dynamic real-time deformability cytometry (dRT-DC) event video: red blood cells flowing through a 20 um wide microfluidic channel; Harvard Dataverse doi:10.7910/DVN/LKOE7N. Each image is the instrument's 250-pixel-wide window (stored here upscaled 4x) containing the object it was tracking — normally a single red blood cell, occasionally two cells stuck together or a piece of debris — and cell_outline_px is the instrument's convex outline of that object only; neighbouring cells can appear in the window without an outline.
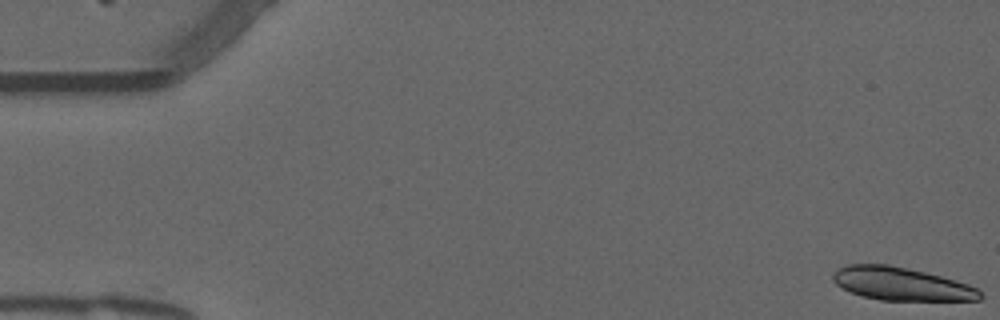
{"species": "common noctule bat (a hibernating species)", "species_latin": "Nyctalus noctula", "temperature_condition": "warm", "stored_images_in_passage": 54, "camera_frame_rate_fps": 3000, "um_per_image_px": 0.085, "animal": {"sex": "male", "forearm_length_mm": 52.5}, "frame": {"image": 1, "passage_image": 1, "time_ms": 0.0, "image_size_px": [1000, 320], "cell_outline_px": [[984, 296], [980, 300], [880, 300], [864, 296], [852, 292], [836, 284], [832, 280], [832, 276], [836, 268], [848, 264], [888, 264], [924, 272], [940, 276], [968, 284], [976, 288]], "centroid_in_image_um": [76.59, 24.12], "position_along_channel_um": 8.4, "area_um2": 28.09}}
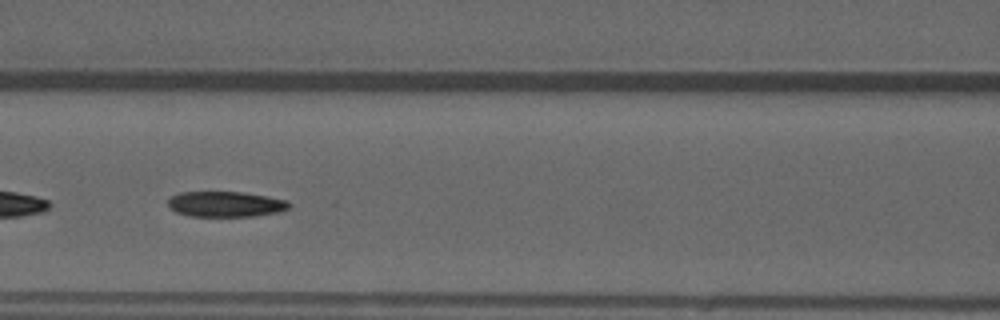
{"frame": {"image": 2, "passage_image": 24, "time_ms": 7.667, "image_size_px": [1000, 320], "cell_outline_px": [[292, 204], [288, 208], [276, 212], [256, 216], [192, 216], [176, 212], [168, 208], [168, 200], [172, 196], [180, 192], [240, 192], [268, 196], [288, 200]], "centroid_in_image_um": [19.17, 17.35], "position_along_channel_um": 147.4, "area_um2": 17.98}}
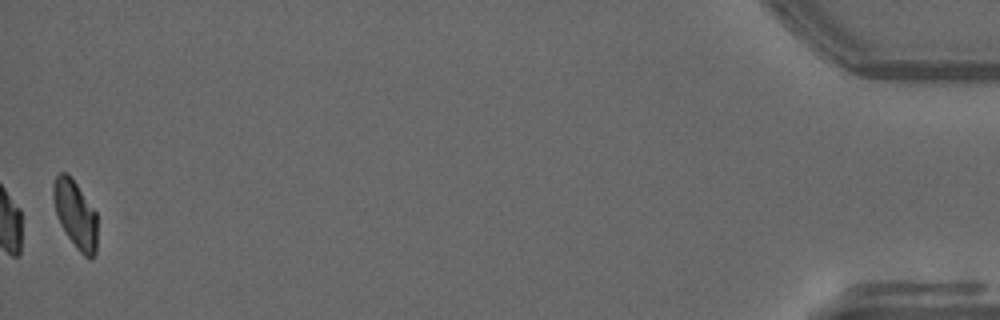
{"frame": {"image": 3, "passage_image": 54, "time_ms": 17.667, "image_size_px": [1000, 320], "cell_outline_px": [[96, 252], [92, 256], [84, 256], [76, 248], [60, 224], [56, 212], [52, 196], [52, 184], [56, 176], [60, 172], [68, 172], [72, 176], [96, 212]], "centroid_in_image_um": [6.38, 18.15], "position_along_channel_um": 428.8, "area_um2": 17.34}, "authors_computed_cell_mechanics": {"area_um2": 19.4208, "velocity_mm_per_s": 3.7971, "shape_relaxation_time_tau1_ms": null, "shape_relaxation_time_tau2_ms": 3.3708, "deformation_change_tau1": null, "deformation_change_tau2": 0.0889}}